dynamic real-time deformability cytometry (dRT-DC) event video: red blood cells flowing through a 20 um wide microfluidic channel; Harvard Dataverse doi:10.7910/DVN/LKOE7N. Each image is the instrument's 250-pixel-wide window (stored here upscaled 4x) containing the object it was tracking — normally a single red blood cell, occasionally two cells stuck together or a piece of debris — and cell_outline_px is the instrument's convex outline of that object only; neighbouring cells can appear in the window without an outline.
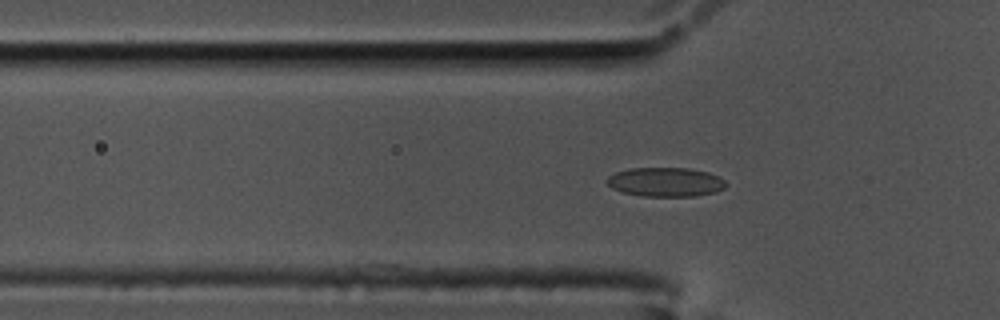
{"species": "common noctule bat (a hibernating species)", "species_latin": "Nyctalus noctula", "temperature_condition": "cold", "stored_images_in_passage": 6, "camera_frame_rate_fps": 3000, "um_per_image_px": 0.085, "animal": {"sex": "male", "body_mass_g": 17.5, "forearm_length_mm": 52.3}, "frame": {"image": 1, "passage_image": 4, "time_ms": 1.0, "image_size_px": [1000, 320], "cell_outline_px": [[728, 184], [724, 188], [716, 192], [696, 196], [640, 196], [620, 192], [612, 188], [604, 180], [608, 176], [616, 172], [628, 168], [688, 168], [708, 172], [720, 176]], "centroid_in_image_um": [56.56, 15.47], "position_along_channel_um": 69.2, "area_um2": 20.52}}